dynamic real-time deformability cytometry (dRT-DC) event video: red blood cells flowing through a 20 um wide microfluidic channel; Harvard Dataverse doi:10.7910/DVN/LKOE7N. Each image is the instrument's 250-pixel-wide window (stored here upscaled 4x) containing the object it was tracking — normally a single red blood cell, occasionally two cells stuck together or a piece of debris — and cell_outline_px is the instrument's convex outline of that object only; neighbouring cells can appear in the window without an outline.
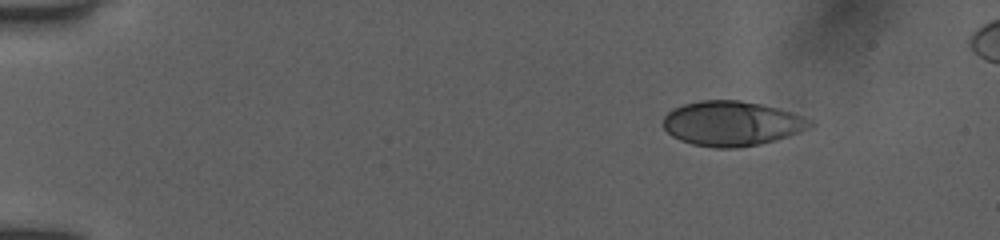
{"species": "human", "species_latin": "Homo sapiens", "temperature_condition": "room temperature", "stored_images_in_passage": 14, "camera_frame_rate_fps": 3000, "um_per_image_px": 0.085, "donor": {"sex": "female"}, "frame": {"image": 1, "passage_image": 1, "time_ms": 0.0, "image_size_px": [1000, 240], "cell_outline_px": [[816, 124], [800, 132], [776, 140], [760, 144], [736, 148], [716, 148], [692, 144], [680, 140], [672, 136], [664, 128], [664, 116], [668, 112], [684, 104], [700, 100], [740, 100], [760, 104], [792, 112], [812, 120]], "centroid_in_image_um": [62.22, 10.5], "position_along_channel_um": 22.8, "area_um2": 38.26}}
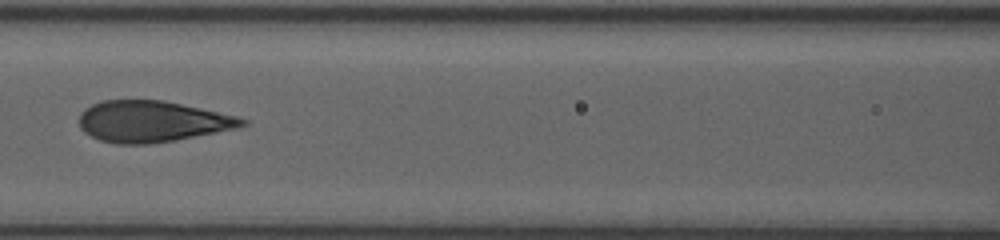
{"frame": {"image": 2, "passage_image": 10, "time_ms": 6.0, "image_size_px": [1000, 240], "cell_outline_px": [[248, 124], [240, 128], [176, 140], [148, 144], [116, 144], [100, 140], [84, 132], [80, 128], [80, 112], [84, 108], [100, 100], [164, 100], [236, 116], [248, 120]], "centroid_in_image_um": [12.93, 10.32], "position_along_channel_um": 153.7, "area_um2": 39.3}}
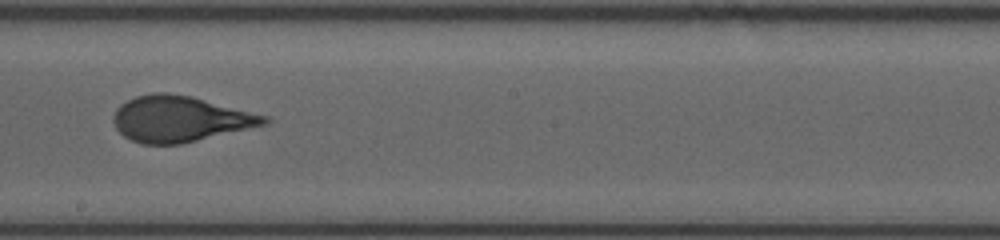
{"frame": {"image": 3, "passage_image": 13, "time_ms": 8.0, "image_size_px": [1000, 240], "cell_outline_px": [[272, 120], [268, 124], [180, 144], [140, 144], [124, 136], [116, 128], [112, 120], [112, 116], [116, 108], [120, 104], [136, 96], [152, 92], [168, 92], [192, 96], [268, 116]], "centroid_in_image_um": [15.29, 10.1], "position_along_channel_um": 232.9, "area_um2": 40.46}}